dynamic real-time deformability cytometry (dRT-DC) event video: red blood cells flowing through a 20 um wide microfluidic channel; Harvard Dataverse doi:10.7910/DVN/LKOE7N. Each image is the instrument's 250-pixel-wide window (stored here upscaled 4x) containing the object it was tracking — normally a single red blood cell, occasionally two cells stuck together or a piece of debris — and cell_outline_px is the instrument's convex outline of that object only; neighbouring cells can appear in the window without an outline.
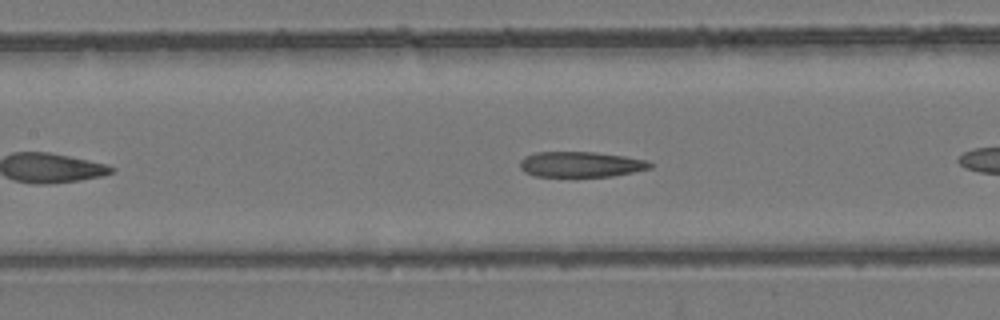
{"species": "common noctule bat (a hibernating species)", "species_latin": "Nyctalus noctula", "temperature_condition": "room temperature", "stored_images_in_passage": 16, "camera_frame_rate_fps": 3000, "um_per_image_px": 0.085, "animal": {"sex": "female", "body_mass_g": 24.6, "forearm_length_mm": 56.2}, "frame": {"image": 1, "passage_image": 5, "time_ms": 1.333, "image_size_px": [1000, 320], "cell_outline_px": [[652, 168], [612, 176], [576, 180], [536, 176], [524, 172], [520, 168], [520, 160], [524, 156], [536, 152], [592, 152], [624, 156], [648, 160], [652, 164]], "centroid_in_image_um": [49.33, 14.02], "position_along_channel_um": 158.1, "area_um2": 20.35}}
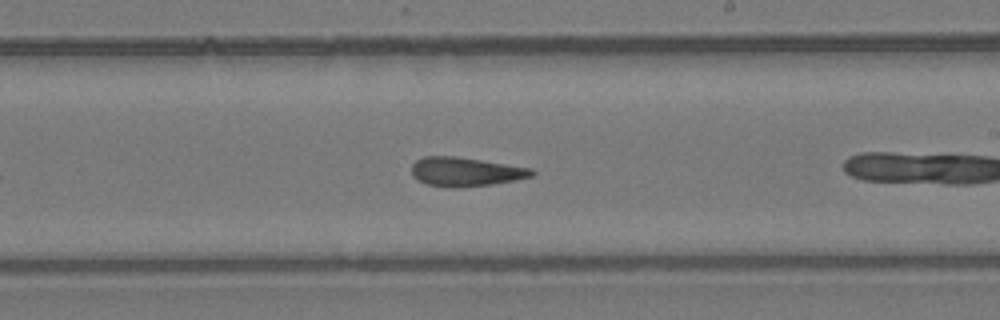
{"frame": {"image": 2, "passage_image": 12, "time_ms": 3.667, "image_size_px": [1000, 320], "cell_outline_px": [[536, 172], [532, 176], [516, 180], [492, 184], [428, 184], [412, 176], [412, 164], [416, 160], [424, 156], [456, 156], [532, 168]], "centroid_in_image_um": [39.61, 14.54], "position_along_channel_um": 249.4, "area_um2": 19.31}}